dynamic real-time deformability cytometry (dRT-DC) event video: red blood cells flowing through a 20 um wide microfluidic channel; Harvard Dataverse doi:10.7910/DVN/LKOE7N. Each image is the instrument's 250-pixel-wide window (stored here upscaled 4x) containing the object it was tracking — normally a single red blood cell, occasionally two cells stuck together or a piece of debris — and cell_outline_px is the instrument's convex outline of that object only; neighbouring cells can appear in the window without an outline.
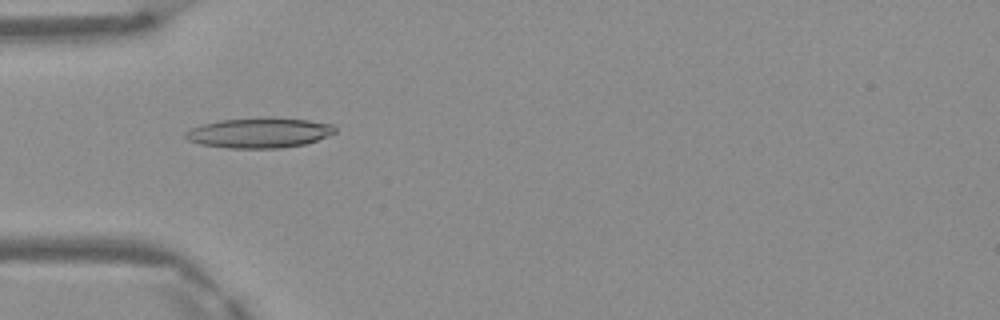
{"species": "Egyptian fruit bat (a non-hibernating species)", "species_latin": "Rousettus aegyptiacus", "temperature_condition": "warm", "stored_images_in_passage": 46, "camera_frame_rate_fps": 3000, "um_per_image_px": 0.085, "frame": {"image": 1, "passage_image": 13, "time_ms": 4.0, "image_size_px": [1000, 320], "cell_outline_px": [[336, 132], [316, 140], [304, 144], [280, 148], [228, 148], [200, 144], [188, 140], [184, 136], [184, 132], [192, 128], [204, 124], [220, 120], [260, 116], [272, 116], [308, 120], [332, 124], [336, 128]], "centroid_in_image_um": [22.03, 11.26], "position_along_channel_um": 63.0, "area_um2": 26.53}}
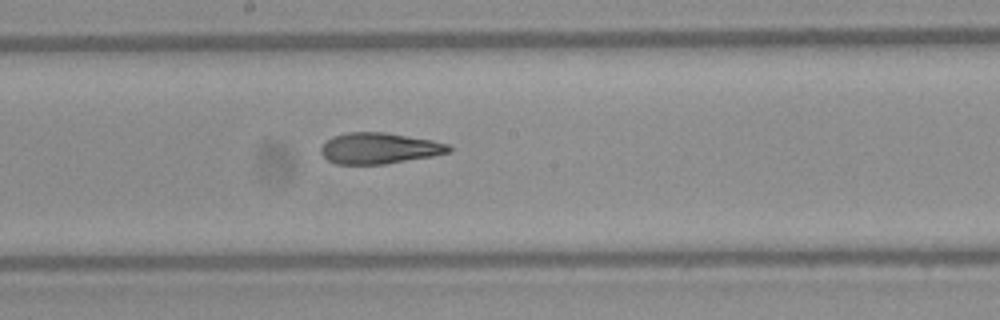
{"frame": {"image": 2, "passage_image": 24, "time_ms": 7.667, "image_size_px": [1000, 320], "cell_outline_px": [[452, 152], [432, 156], [384, 164], [336, 164], [328, 160], [320, 152], [320, 148], [332, 136], [348, 132], [384, 132], [432, 140], [448, 144], [452, 148]], "centroid_in_image_um": [32.24, 12.6], "position_along_channel_um": 216.0, "area_um2": 23.06}}
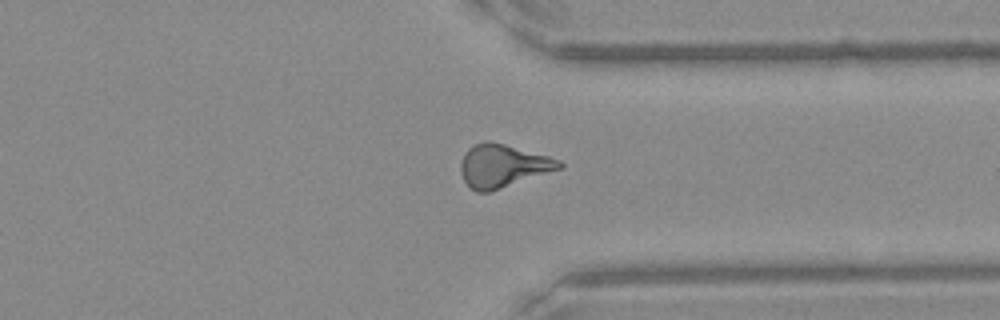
{"frame": {"image": 3, "passage_image": 35, "time_ms": 11.333, "image_size_px": [1000, 320], "cell_outline_px": [[564, 168], [488, 192], [476, 192], [468, 188], [460, 172], [460, 164], [468, 148], [472, 144], [484, 140], [488, 140], [504, 144], [548, 156], [560, 160], [564, 164]], "centroid_in_image_um": [42.73, 14.1], "position_along_channel_um": 368.7, "area_um2": 24.8}, "authors_computed_cell_mechanics": {"area_um2": 24.1315, "velocity_mm_per_s": 4.188, "shape_relaxation_time_tau1_ms": null, "shape_relaxation_time_tau2_ms": 2.6768, "deformation_change_tau1": null, "deformation_change_tau2": 0.1307}}